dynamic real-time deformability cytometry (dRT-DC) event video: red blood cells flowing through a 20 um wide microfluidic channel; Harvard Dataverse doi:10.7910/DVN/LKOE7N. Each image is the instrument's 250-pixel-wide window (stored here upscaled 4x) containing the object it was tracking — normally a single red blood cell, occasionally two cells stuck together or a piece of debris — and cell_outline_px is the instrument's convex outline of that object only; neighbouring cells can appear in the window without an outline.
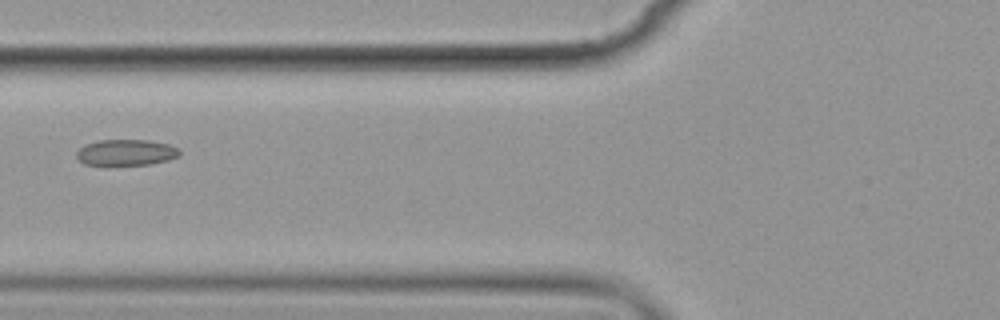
{"species": "common noctule bat (a hibernating species)", "species_latin": "Nyctalus noctula", "temperature_condition": "cold", "stored_images_in_passage": 12, "camera_frame_rate_fps": 3000, "um_per_image_px": 0.085, "animal": {"sex": "female", "body_mass_g": 19.9}, "frame": {"image": 1, "passage_image": 3, "time_ms": 3.333, "image_size_px": [1000, 320], "cell_outline_px": [[180, 156], [168, 160], [148, 164], [108, 168], [104, 168], [84, 164], [76, 156], [76, 152], [84, 144], [100, 140], [148, 140], [168, 144], [176, 148], [180, 152]], "centroid_in_image_um": [10.64, 13.01], "position_along_channel_um": 115.2, "area_um2": 16.36}}
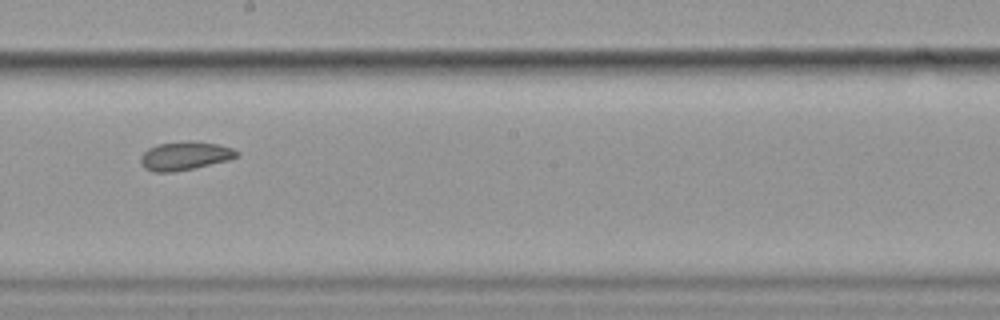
{"frame": {"image": 2, "passage_image": 6, "time_ms": 6.667, "image_size_px": [1000, 320], "cell_outline_px": [[240, 152], [236, 156], [228, 160], [192, 168], [172, 172], [152, 172], [144, 168], [140, 164], [140, 156], [148, 148], [156, 144], [188, 140], [192, 140], [216, 144], [232, 148]], "centroid_in_image_um": [15.66, 13.23], "position_along_channel_um": 232.5, "area_um2": 16.01}}
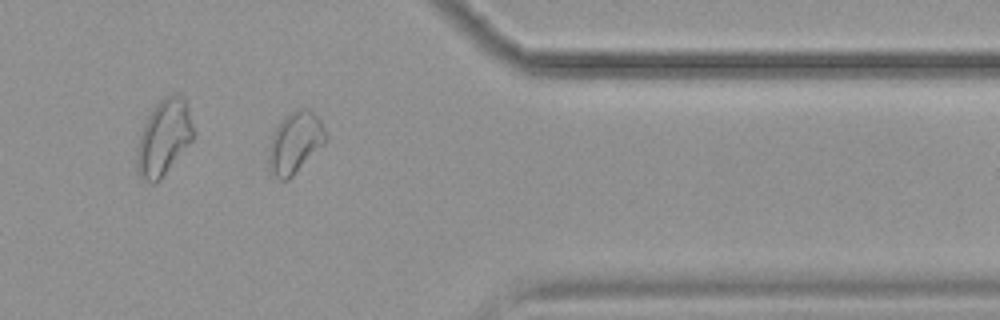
{"frame": {"image": 3, "passage_image": 10, "time_ms": 11.333, "image_size_px": [1000, 320], "cell_outline_px": [[328, 140], [288, 180], [280, 180], [268, 168], [268, 148], [272, 136], [280, 120], [284, 116], [296, 108], [308, 108], [320, 120], [328, 136]], "centroid_in_image_um": [25.08, 12.1], "position_along_channel_um": 386.3, "area_um2": 20.46}, "authors_computed_cell_mechanics": {"area_um2": 16.5308, "velocity_mm_per_s": 3.526, "shape_relaxation_time_tau1_ms": null, "shape_relaxation_time_tau2_ms": 2.291, "deformation_change_tau1": null, "deformation_change_tau2": 0.0508}}